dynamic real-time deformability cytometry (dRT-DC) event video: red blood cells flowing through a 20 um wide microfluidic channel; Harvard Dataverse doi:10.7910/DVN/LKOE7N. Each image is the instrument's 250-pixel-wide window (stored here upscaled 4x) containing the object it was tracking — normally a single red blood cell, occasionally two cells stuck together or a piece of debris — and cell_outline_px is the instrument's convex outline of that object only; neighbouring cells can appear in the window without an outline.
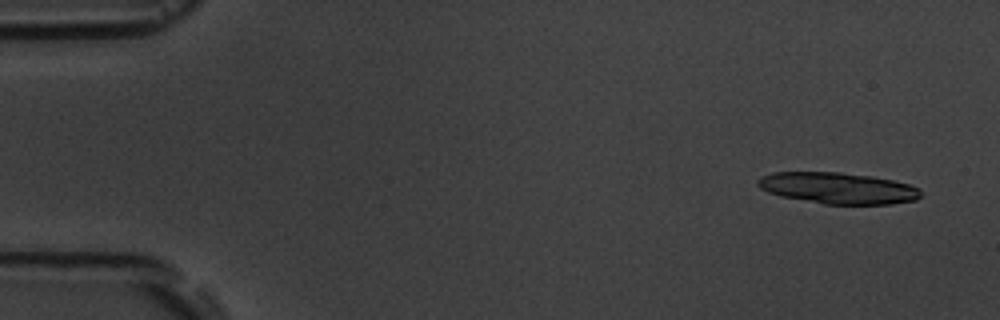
{"species": "common noctule bat (a hibernating species)", "species_latin": "Nyctalus noctula", "temperature_condition": "room temperature", "stored_images_in_passage": 5, "camera_frame_rate_fps": 3000, "um_per_image_px": 0.085, "animal": {"sex": "male", "body_mass_g": 19.5, "forearm_length_mm": 54.6}, "frame": {"image": 1, "passage_image": 1, "time_ms": 0.0, "image_size_px": [1000, 320], "cell_outline_px": [[920, 196], [916, 200], [892, 204], [824, 204], [780, 196], [768, 192], [760, 188], [756, 184], [756, 180], [760, 176], [772, 172], [840, 172], [872, 176], [892, 180], [908, 184], [920, 188]], "centroid_in_image_um": [71.19, 15.98], "position_along_channel_um": 13.8, "area_um2": 29.88}}